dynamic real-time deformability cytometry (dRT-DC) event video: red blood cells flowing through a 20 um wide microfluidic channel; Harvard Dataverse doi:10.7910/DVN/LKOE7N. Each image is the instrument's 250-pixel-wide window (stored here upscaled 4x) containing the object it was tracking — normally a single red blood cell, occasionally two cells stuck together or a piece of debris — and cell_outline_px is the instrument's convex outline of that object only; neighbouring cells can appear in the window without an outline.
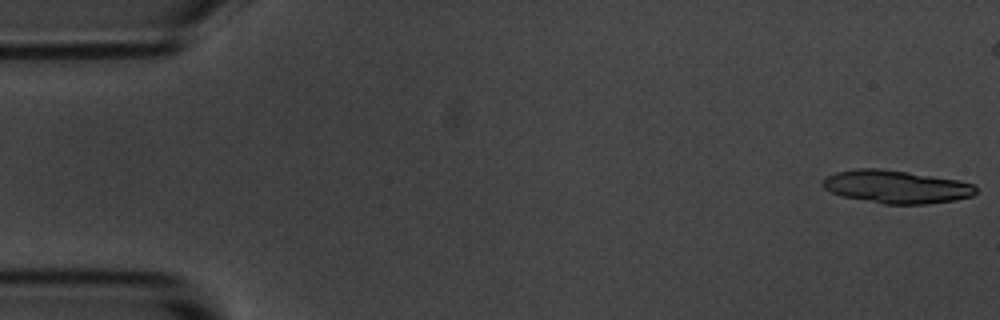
{"species": "common noctule bat (a hibernating species)", "species_latin": "Nyctalus noctula", "temperature_condition": "room temperature", "stored_images_in_passage": 7, "camera_frame_rate_fps": 3000, "um_per_image_px": 0.085, "animal": {"sex": "male", "body_mass_g": 20.1, "forearm_length_mm": 53.5}, "frame": {"image": 1, "passage_image": 1, "time_ms": 0.0, "image_size_px": [1000, 320], "cell_outline_px": [[976, 192], [972, 196], [956, 200], [928, 204], [884, 204], [840, 196], [824, 188], [820, 184], [820, 180], [836, 172], [856, 168], [880, 168], [908, 172], [960, 180], [976, 184]], "centroid_in_image_um": [76.18, 15.87], "position_along_channel_um": 8.8, "area_um2": 29.77}}
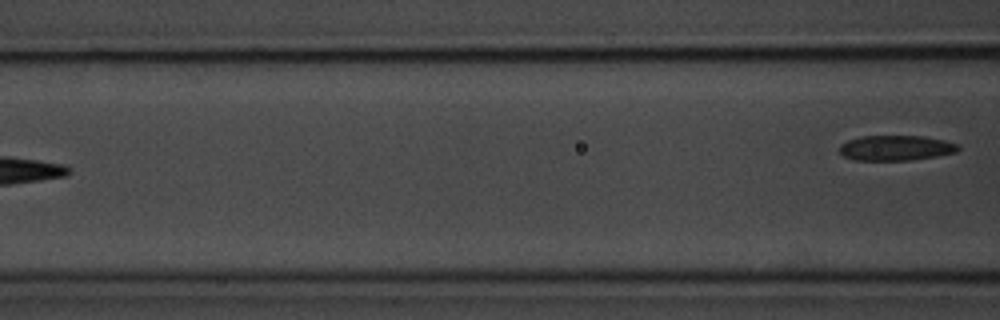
{"frame": {"image": 2, "passage_image": 7, "time_ms": 8.0, "image_size_px": [1000, 320], "cell_outline_px": [[960, 148], [956, 152], [936, 156], [908, 160], [856, 160], [844, 156], [840, 152], [840, 144], [848, 140], [860, 136], [924, 136], [944, 140], [960, 144]], "centroid_in_image_um": [76.16, 12.56], "position_along_channel_um": 90.4, "area_um2": 17.4}}